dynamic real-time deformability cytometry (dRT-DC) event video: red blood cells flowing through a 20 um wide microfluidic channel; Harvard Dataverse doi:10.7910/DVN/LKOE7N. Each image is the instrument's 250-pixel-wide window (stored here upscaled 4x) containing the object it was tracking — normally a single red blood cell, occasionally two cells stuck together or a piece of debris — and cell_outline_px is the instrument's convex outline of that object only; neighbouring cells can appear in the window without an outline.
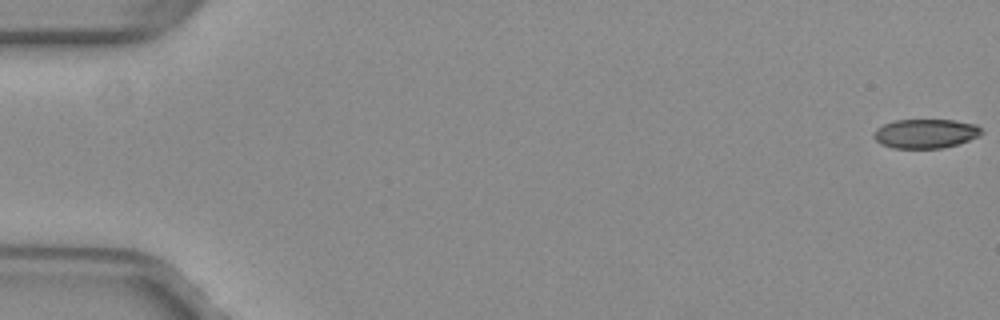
{"species": "common noctule bat (a hibernating species)", "species_latin": "Nyctalus noctula", "temperature_condition": "warm", "stored_images_in_passage": 53, "camera_frame_rate_fps": 3000, "um_per_image_px": 0.085, "animal": {"sex": "female", "body_mass_g": 29.2, "forearm_length_mm": 56.3}, "frame": {"image": 1, "passage_image": 1, "time_ms": 0.0, "image_size_px": [1000, 320], "cell_outline_px": [[984, 132], [980, 136], [944, 148], [892, 148], [880, 144], [872, 136], [876, 128], [884, 124], [896, 120], [956, 120], [976, 124]], "centroid_in_image_um": [78.67, 11.35], "position_along_channel_um": 6.3, "area_um2": 18.44}}
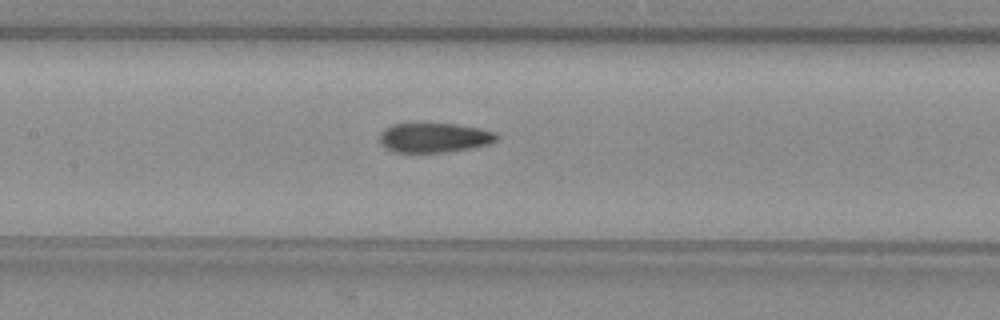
{"frame": {"image": 2, "passage_image": 26, "time_ms": 8.333, "image_size_px": [1000, 320], "cell_outline_px": [[496, 140], [488, 144], [468, 148], [444, 152], [396, 152], [388, 148], [380, 140], [380, 132], [384, 128], [392, 124], [456, 124], [480, 128], [496, 132]], "centroid_in_image_um": [36.91, 11.69], "position_along_channel_um": 170.5, "area_um2": 19.77}}
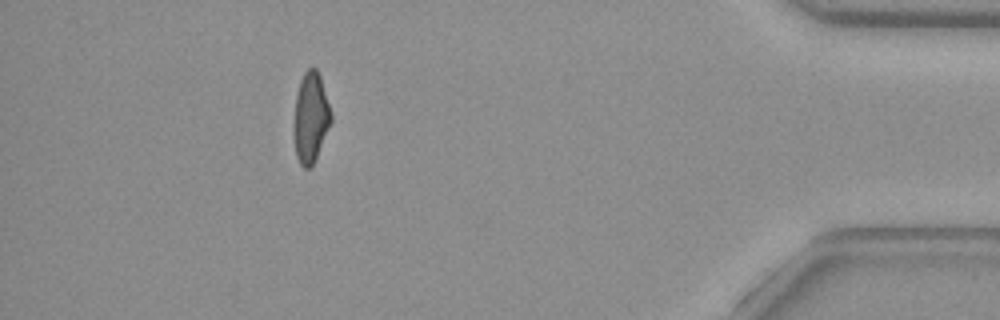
{"frame": {"image": 3, "passage_image": 48, "time_ms": 15.667, "image_size_px": [1000, 320], "cell_outline_px": [[332, 120], [316, 156], [312, 164], [308, 168], [304, 168], [300, 164], [296, 156], [292, 128], [296, 96], [300, 80], [304, 72], [308, 68], [316, 68], [320, 76], [332, 112]], "centroid_in_image_um": [26.38, 9.97], "position_along_channel_um": 408.8, "area_um2": 19.59}, "authors_computed_cell_mechanics": {"area_um2": 20.1144, "velocity_mm_per_s": 4.0002, "shape_relaxation_time_tau1_ms": null, "shape_relaxation_time_tau2_ms": 3.1997, "deformation_change_tau1": null, "deformation_change_tau2": 0.1004}}